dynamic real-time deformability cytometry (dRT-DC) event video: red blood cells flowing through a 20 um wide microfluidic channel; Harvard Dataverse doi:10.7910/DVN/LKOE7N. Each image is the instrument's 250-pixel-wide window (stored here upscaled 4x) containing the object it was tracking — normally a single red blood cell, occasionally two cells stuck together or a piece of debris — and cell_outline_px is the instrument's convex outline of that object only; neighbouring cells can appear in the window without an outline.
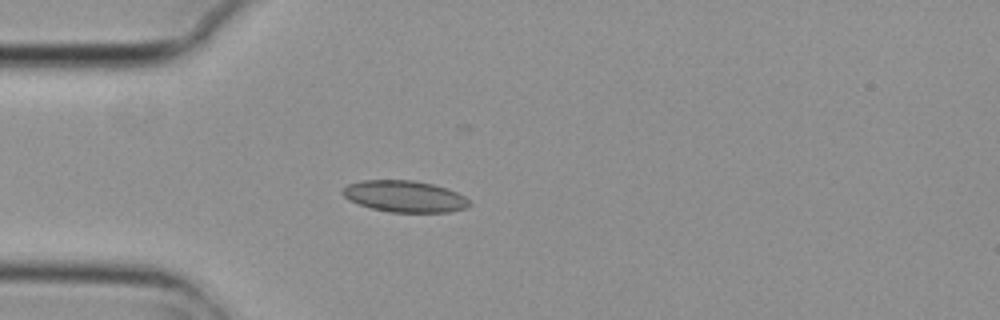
{"species": "common noctule bat (a hibernating species)", "species_latin": "Nyctalus noctula", "temperature_condition": "cold", "stored_images_in_passage": 4, "camera_frame_rate_fps": 3000, "um_per_image_px": 0.085, "animal": {"sex": "female", "body_mass_g": 29.2, "forearm_length_mm": 56.3}, "frame": {"image": 1, "passage_image": 4, "time_ms": 1.0, "image_size_px": [1000, 320], "cell_outline_px": [[472, 204], [468, 208], [448, 212], [388, 212], [372, 208], [348, 200], [340, 192], [348, 184], [360, 180], [412, 180], [432, 184], [456, 192], [464, 196]], "centroid_in_image_um": [34.38, 16.69], "position_along_channel_um": 50.6, "area_um2": 23.24}}